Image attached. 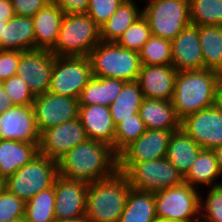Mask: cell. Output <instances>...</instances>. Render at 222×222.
Returning <instances> with one entry per match:
<instances>
[{
    "mask_svg": "<svg viewBox=\"0 0 222 222\" xmlns=\"http://www.w3.org/2000/svg\"><path fill=\"white\" fill-rule=\"evenodd\" d=\"M59 176L92 183L118 171V155L103 142L86 140L69 150L58 162Z\"/></svg>",
    "mask_w": 222,
    "mask_h": 222,
    "instance_id": "6da1fadb",
    "label": "cell"
},
{
    "mask_svg": "<svg viewBox=\"0 0 222 222\" xmlns=\"http://www.w3.org/2000/svg\"><path fill=\"white\" fill-rule=\"evenodd\" d=\"M221 74L201 69L178 71L172 104L177 118L182 121L199 110L216 105V94Z\"/></svg>",
    "mask_w": 222,
    "mask_h": 222,
    "instance_id": "7a4b0ae2",
    "label": "cell"
},
{
    "mask_svg": "<svg viewBox=\"0 0 222 222\" xmlns=\"http://www.w3.org/2000/svg\"><path fill=\"white\" fill-rule=\"evenodd\" d=\"M131 188L127 176L120 171L89 183L85 205L89 222H118Z\"/></svg>",
    "mask_w": 222,
    "mask_h": 222,
    "instance_id": "3957f363",
    "label": "cell"
},
{
    "mask_svg": "<svg viewBox=\"0 0 222 222\" xmlns=\"http://www.w3.org/2000/svg\"><path fill=\"white\" fill-rule=\"evenodd\" d=\"M93 77H109L125 82L136 81L141 61L139 52L120 46L117 42L100 43L89 53Z\"/></svg>",
    "mask_w": 222,
    "mask_h": 222,
    "instance_id": "277c9868",
    "label": "cell"
},
{
    "mask_svg": "<svg viewBox=\"0 0 222 222\" xmlns=\"http://www.w3.org/2000/svg\"><path fill=\"white\" fill-rule=\"evenodd\" d=\"M100 41V28L86 13L65 14L51 52L55 56L88 57Z\"/></svg>",
    "mask_w": 222,
    "mask_h": 222,
    "instance_id": "5b68a950",
    "label": "cell"
},
{
    "mask_svg": "<svg viewBox=\"0 0 222 222\" xmlns=\"http://www.w3.org/2000/svg\"><path fill=\"white\" fill-rule=\"evenodd\" d=\"M133 189L155 193L184 182L182 174L166 157L143 162H118Z\"/></svg>",
    "mask_w": 222,
    "mask_h": 222,
    "instance_id": "8992f818",
    "label": "cell"
},
{
    "mask_svg": "<svg viewBox=\"0 0 222 222\" xmlns=\"http://www.w3.org/2000/svg\"><path fill=\"white\" fill-rule=\"evenodd\" d=\"M142 10L154 36L172 41L191 24L189 0H150Z\"/></svg>",
    "mask_w": 222,
    "mask_h": 222,
    "instance_id": "52a82bcc",
    "label": "cell"
},
{
    "mask_svg": "<svg viewBox=\"0 0 222 222\" xmlns=\"http://www.w3.org/2000/svg\"><path fill=\"white\" fill-rule=\"evenodd\" d=\"M58 163L39 154L5 181V188L25 202L54 185Z\"/></svg>",
    "mask_w": 222,
    "mask_h": 222,
    "instance_id": "ba28073f",
    "label": "cell"
},
{
    "mask_svg": "<svg viewBox=\"0 0 222 222\" xmlns=\"http://www.w3.org/2000/svg\"><path fill=\"white\" fill-rule=\"evenodd\" d=\"M185 182L154 193L157 220L200 222L201 194Z\"/></svg>",
    "mask_w": 222,
    "mask_h": 222,
    "instance_id": "9c48e42d",
    "label": "cell"
},
{
    "mask_svg": "<svg viewBox=\"0 0 222 222\" xmlns=\"http://www.w3.org/2000/svg\"><path fill=\"white\" fill-rule=\"evenodd\" d=\"M92 77L88 57L54 56L48 92L78 99L81 91Z\"/></svg>",
    "mask_w": 222,
    "mask_h": 222,
    "instance_id": "30bf717a",
    "label": "cell"
},
{
    "mask_svg": "<svg viewBox=\"0 0 222 222\" xmlns=\"http://www.w3.org/2000/svg\"><path fill=\"white\" fill-rule=\"evenodd\" d=\"M36 127L43 131L78 118L79 102L77 98L46 92L35 96L33 102Z\"/></svg>",
    "mask_w": 222,
    "mask_h": 222,
    "instance_id": "8fae6325",
    "label": "cell"
},
{
    "mask_svg": "<svg viewBox=\"0 0 222 222\" xmlns=\"http://www.w3.org/2000/svg\"><path fill=\"white\" fill-rule=\"evenodd\" d=\"M88 140L79 118L51 127L40 134L39 154L59 162L66 153Z\"/></svg>",
    "mask_w": 222,
    "mask_h": 222,
    "instance_id": "7c38bea8",
    "label": "cell"
},
{
    "mask_svg": "<svg viewBox=\"0 0 222 222\" xmlns=\"http://www.w3.org/2000/svg\"><path fill=\"white\" fill-rule=\"evenodd\" d=\"M54 56L51 51L42 49L21 52L16 74L27 83L34 96L48 92Z\"/></svg>",
    "mask_w": 222,
    "mask_h": 222,
    "instance_id": "4fadbf2b",
    "label": "cell"
},
{
    "mask_svg": "<svg viewBox=\"0 0 222 222\" xmlns=\"http://www.w3.org/2000/svg\"><path fill=\"white\" fill-rule=\"evenodd\" d=\"M181 128L203 149L222 145V111L216 105L187 116Z\"/></svg>",
    "mask_w": 222,
    "mask_h": 222,
    "instance_id": "5bb4252c",
    "label": "cell"
},
{
    "mask_svg": "<svg viewBox=\"0 0 222 222\" xmlns=\"http://www.w3.org/2000/svg\"><path fill=\"white\" fill-rule=\"evenodd\" d=\"M0 139L39 143L33 105H13L0 114Z\"/></svg>",
    "mask_w": 222,
    "mask_h": 222,
    "instance_id": "9a60e30c",
    "label": "cell"
},
{
    "mask_svg": "<svg viewBox=\"0 0 222 222\" xmlns=\"http://www.w3.org/2000/svg\"><path fill=\"white\" fill-rule=\"evenodd\" d=\"M89 183L58 176L55 186V219H69L85 215L86 193Z\"/></svg>",
    "mask_w": 222,
    "mask_h": 222,
    "instance_id": "2e32d148",
    "label": "cell"
},
{
    "mask_svg": "<svg viewBox=\"0 0 222 222\" xmlns=\"http://www.w3.org/2000/svg\"><path fill=\"white\" fill-rule=\"evenodd\" d=\"M173 132L147 129L118 155V162H143L166 157Z\"/></svg>",
    "mask_w": 222,
    "mask_h": 222,
    "instance_id": "e0dca14e",
    "label": "cell"
},
{
    "mask_svg": "<svg viewBox=\"0 0 222 222\" xmlns=\"http://www.w3.org/2000/svg\"><path fill=\"white\" fill-rule=\"evenodd\" d=\"M177 72L172 64L141 65L137 81L144 98L172 101Z\"/></svg>",
    "mask_w": 222,
    "mask_h": 222,
    "instance_id": "ac0fdd59",
    "label": "cell"
},
{
    "mask_svg": "<svg viewBox=\"0 0 222 222\" xmlns=\"http://www.w3.org/2000/svg\"><path fill=\"white\" fill-rule=\"evenodd\" d=\"M172 62L177 71L204 69L199 26L190 24L171 41Z\"/></svg>",
    "mask_w": 222,
    "mask_h": 222,
    "instance_id": "d6986e66",
    "label": "cell"
},
{
    "mask_svg": "<svg viewBox=\"0 0 222 222\" xmlns=\"http://www.w3.org/2000/svg\"><path fill=\"white\" fill-rule=\"evenodd\" d=\"M78 118L89 140H96L110 145L114 150L116 125L109 106L79 105Z\"/></svg>",
    "mask_w": 222,
    "mask_h": 222,
    "instance_id": "ffe728a7",
    "label": "cell"
},
{
    "mask_svg": "<svg viewBox=\"0 0 222 222\" xmlns=\"http://www.w3.org/2000/svg\"><path fill=\"white\" fill-rule=\"evenodd\" d=\"M65 13L57 4H48L33 17L35 49L51 51L57 42Z\"/></svg>",
    "mask_w": 222,
    "mask_h": 222,
    "instance_id": "44dd1931",
    "label": "cell"
},
{
    "mask_svg": "<svg viewBox=\"0 0 222 222\" xmlns=\"http://www.w3.org/2000/svg\"><path fill=\"white\" fill-rule=\"evenodd\" d=\"M39 155V143L0 139V178L5 181Z\"/></svg>",
    "mask_w": 222,
    "mask_h": 222,
    "instance_id": "7402d4cb",
    "label": "cell"
},
{
    "mask_svg": "<svg viewBox=\"0 0 222 222\" xmlns=\"http://www.w3.org/2000/svg\"><path fill=\"white\" fill-rule=\"evenodd\" d=\"M139 113L149 130L178 131L181 128L171 101L144 98Z\"/></svg>",
    "mask_w": 222,
    "mask_h": 222,
    "instance_id": "603a6c76",
    "label": "cell"
},
{
    "mask_svg": "<svg viewBox=\"0 0 222 222\" xmlns=\"http://www.w3.org/2000/svg\"><path fill=\"white\" fill-rule=\"evenodd\" d=\"M35 49L34 24L32 17L14 15L4 25L0 39V50L26 51Z\"/></svg>",
    "mask_w": 222,
    "mask_h": 222,
    "instance_id": "cb8c5ba5",
    "label": "cell"
},
{
    "mask_svg": "<svg viewBox=\"0 0 222 222\" xmlns=\"http://www.w3.org/2000/svg\"><path fill=\"white\" fill-rule=\"evenodd\" d=\"M202 149L180 128L170 138L166 158L184 177Z\"/></svg>",
    "mask_w": 222,
    "mask_h": 222,
    "instance_id": "d4e9b609",
    "label": "cell"
},
{
    "mask_svg": "<svg viewBox=\"0 0 222 222\" xmlns=\"http://www.w3.org/2000/svg\"><path fill=\"white\" fill-rule=\"evenodd\" d=\"M126 82L109 77H92L81 91L79 105L110 106L122 91Z\"/></svg>",
    "mask_w": 222,
    "mask_h": 222,
    "instance_id": "484cf974",
    "label": "cell"
},
{
    "mask_svg": "<svg viewBox=\"0 0 222 222\" xmlns=\"http://www.w3.org/2000/svg\"><path fill=\"white\" fill-rule=\"evenodd\" d=\"M222 172L219 169L217 159L213 150L202 149L190 170L184 176V182L191 187L198 189V185H208L209 187L221 186L222 182L216 183L221 177Z\"/></svg>",
    "mask_w": 222,
    "mask_h": 222,
    "instance_id": "4316f807",
    "label": "cell"
},
{
    "mask_svg": "<svg viewBox=\"0 0 222 222\" xmlns=\"http://www.w3.org/2000/svg\"><path fill=\"white\" fill-rule=\"evenodd\" d=\"M142 16V10L134 0H125L100 28V40L117 42L126 29Z\"/></svg>",
    "mask_w": 222,
    "mask_h": 222,
    "instance_id": "83f0119b",
    "label": "cell"
},
{
    "mask_svg": "<svg viewBox=\"0 0 222 222\" xmlns=\"http://www.w3.org/2000/svg\"><path fill=\"white\" fill-rule=\"evenodd\" d=\"M118 222H157L154 193L131 188Z\"/></svg>",
    "mask_w": 222,
    "mask_h": 222,
    "instance_id": "f1b7e54d",
    "label": "cell"
},
{
    "mask_svg": "<svg viewBox=\"0 0 222 222\" xmlns=\"http://www.w3.org/2000/svg\"><path fill=\"white\" fill-rule=\"evenodd\" d=\"M143 99V92L138 81L126 82L120 94L109 106L115 125L124 119L133 118L134 114L139 113Z\"/></svg>",
    "mask_w": 222,
    "mask_h": 222,
    "instance_id": "f546056e",
    "label": "cell"
},
{
    "mask_svg": "<svg viewBox=\"0 0 222 222\" xmlns=\"http://www.w3.org/2000/svg\"><path fill=\"white\" fill-rule=\"evenodd\" d=\"M204 69L222 74V26H199Z\"/></svg>",
    "mask_w": 222,
    "mask_h": 222,
    "instance_id": "4dcf8cb0",
    "label": "cell"
},
{
    "mask_svg": "<svg viewBox=\"0 0 222 222\" xmlns=\"http://www.w3.org/2000/svg\"><path fill=\"white\" fill-rule=\"evenodd\" d=\"M55 186L41 191L26 202V222H54Z\"/></svg>",
    "mask_w": 222,
    "mask_h": 222,
    "instance_id": "1f68e13d",
    "label": "cell"
},
{
    "mask_svg": "<svg viewBox=\"0 0 222 222\" xmlns=\"http://www.w3.org/2000/svg\"><path fill=\"white\" fill-rule=\"evenodd\" d=\"M190 20L195 26H222V0H189Z\"/></svg>",
    "mask_w": 222,
    "mask_h": 222,
    "instance_id": "d6a6232c",
    "label": "cell"
},
{
    "mask_svg": "<svg viewBox=\"0 0 222 222\" xmlns=\"http://www.w3.org/2000/svg\"><path fill=\"white\" fill-rule=\"evenodd\" d=\"M139 56L141 65L171 64V41L152 35L142 46Z\"/></svg>",
    "mask_w": 222,
    "mask_h": 222,
    "instance_id": "836d02e7",
    "label": "cell"
},
{
    "mask_svg": "<svg viewBox=\"0 0 222 222\" xmlns=\"http://www.w3.org/2000/svg\"><path fill=\"white\" fill-rule=\"evenodd\" d=\"M147 130L140 113L133 118L122 120L116 125L114 152L119 155L128 145L137 140Z\"/></svg>",
    "mask_w": 222,
    "mask_h": 222,
    "instance_id": "e575fe53",
    "label": "cell"
},
{
    "mask_svg": "<svg viewBox=\"0 0 222 222\" xmlns=\"http://www.w3.org/2000/svg\"><path fill=\"white\" fill-rule=\"evenodd\" d=\"M151 36L149 23L142 15L126 29L123 35L117 40V43L124 48L139 52Z\"/></svg>",
    "mask_w": 222,
    "mask_h": 222,
    "instance_id": "d590c367",
    "label": "cell"
},
{
    "mask_svg": "<svg viewBox=\"0 0 222 222\" xmlns=\"http://www.w3.org/2000/svg\"><path fill=\"white\" fill-rule=\"evenodd\" d=\"M200 210V222H222V185L211 187L206 200L201 196Z\"/></svg>",
    "mask_w": 222,
    "mask_h": 222,
    "instance_id": "8d00e7d4",
    "label": "cell"
},
{
    "mask_svg": "<svg viewBox=\"0 0 222 222\" xmlns=\"http://www.w3.org/2000/svg\"><path fill=\"white\" fill-rule=\"evenodd\" d=\"M2 86L4 87L5 92L8 94V97L12 100L14 105H33L35 96L30 91L27 83L17 74L2 81Z\"/></svg>",
    "mask_w": 222,
    "mask_h": 222,
    "instance_id": "74e56055",
    "label": "cell"
},
{
    "mask_svg": "<svg viewBox=\"0 0 222 222\" xmlns=\"http://www.w3.org/2000/svg\"><path fill=\"white\" fill-rule=\"evenodd\" d=\"M26 202L5 188L0 194V222L24 218Z\"/></svg>",
    "mask_w": 222,
    "mask_h": 222,
    "instance_id": "f35d334b",
    "label": "cell"
},
{
    "mask_svg": "<svg viewBox=\"0 0 222 222\" xmlns=\"http://www.w3.org/2000/svg\"><path fill=\"white\" fill-rule=\"evenodd\" d=\"M125 0H89L86 14L101 28Z\"/></svg>",
    "mask_w": 222,
    "mask_h": 222,
    "instance_id": "ab89813d",
    "label": "cell"
},
{
    "mask_svg": "<svg viewBox=\"0 0 222 222\" xmlns=\"http://www.w3.org/2000/svg\"><path fill=\"white\" fill-rule=\"evenodd\" d=\"M21 51L0 50V81H4L17 73Z\"/></svg>",
    "mask_w": 222,
    "mask_h": 222,
    "instance_id": "60d3db41",
    "label": "cell"
},
{
    "mask_svg": "<svg viewBox=\"0 0 222 222\" xmlns=\"http://www.w3.org/2000/svg\"><path fill=\"white\" fill-rule=\"evenodd\" d=\"M14 14L33 17L40 9L49 4L48 0H11Z\"/></svg>",
    "mask_w": 222,
    "mask_h": 222,
    "instance_id": "b9f144b4",
    "label": "cell"
},
{
    "mask_svg": "<svg viewBox=\"0 0 222 222\" xmlns=\"http://www.w3.org/2000/svg\"><path fill=\"white\" fill-rule=\"evenodd\" d=\"M50 4H57L65 14L86 13L89 0H48Z\"/></svg>",
    "mask_w": 222,
    "mask_h": 222,
    "instance_id": "7bdbcfd3",
    "label": "cell"
},
{
    "mask_svg": "<svg viewBox=\"0 0 222 222\" xmlns=\"http://www.w3.org/2000/svg\"><path fill=\"white\" fill-rule=\"evenodd\" d=\"M11 0H0V20L7 22L14 16Z\"/></svg>",
    "mask_w": 222,
    "mask_h": 222,
    "instance_id": "ee69618b",
    "label": "cell"
},
{
    "mask_svg": "<svg viewBox=\"0 0 222 222\" xmlns=\"http://www.w3.org/2000/svg\"><path fill=\"white\" fill-rule=\"evenodd\" d=\"M13 105L12 100L8 97V94L5 92L2 82L0 81V114L11 108Z\"/></svg>",
    "mask_w": 222,
    "mask_h": 222,
    "instance_id": "f6af8a7d",
    "label": "cell"
},
{
    "mask_svg": "<svg viewBox=\"0 0 222 222\" xmlns=\"http://www.w3.org/2000/svg\"><path fill=\"white\" fill-rule=\"evenodd\" d=\"M216 106L222 111V76L217 86Z\"/></svg>",
    "mask_w": 222,
    "mask_h": 222,
    "instance_id": "bcb514c9",
    "label": "cell"
},
{
    "mask_svg": "<svg viewBox=\"0 0 222 222\" xmlns=\"http://www.w3.org/2000/svg\"><path fill=\"white\" fill-rule=\"evenodd\" d=\"M54 222H89L86 215H81L76 218H69V219H55Z\"/></svg>",
    "mask_w": 222,
    "mask_h": 222,
    "instance_id": "7dc6e473",
    "label": "cell"
},
{
    "mask_svg": "<svg viewBox=\"0 0 222 222\" xmlns=\"http://www.w3.org/2000/svg\"><path fill=\"white\" fill-rule=\"evenodd\" d=\"M213 152H214L215 157L217 159L219 169L222 172V145L214 148Z\"/></svg>",
    "mask_w": 222,
    "mask_h": 222,
    "instance_id": "c3c4849f",
    "label": "cell"
},
{
    "mask_svg": "<svg viewBox=\"0 0 222 222\" xmlns=\"http://www.w3.org/2000/svg\"><path fill=\"white\" fill-rule=\"evenodd\" d=\"M7 22H2V20H0V39L3 36V31H4V25H6Z\"/></svg>",
    "mask_w": 222,
    "mask_h": 222,
    "instance_id": "681fc988",
    "label": "cell"
},
{
    "mask_svg": "<svg viewBox=\"0 0 222 222\" xmlns=\"http://www.w3.org/2000/svg\"><path fill=\"white\" fill-rule=\"evenodd\" d=\"M5 222H26V221L25 218H16V219L7 220Z\"/></svg>",
    "mask_w": 222,
    "mask_h": 222,
    "instance_id": "f907efd6",
    "label": "cell"
},
{
    "mask_svg": "<svg viewBox=\"0 0 222 222\" xmlns=\"http://www.w3.org/2000/svg\"><path fill=\"white\" fill-rule=\"evenodd\" d=\"M5 189V180L0 178V194Z\"/></svg>",
    "mask_w": 222,
    "mask_h": 222,
    "instance_id": "816d5d0a",
    "label": "cell"
},
{
    "mask_svg": "<svg viewBox=\"0 0 222 222\" xmlns=\"http://www.w3.org/2000/svg\"><path fill=\"white\" fill-rule=\"evenodd\" d=\"M157 222H179V221H173V220H169V219H161V220H157Z\"/></svg>",
    "mask_w": 222,
    "mask_h": 222,
    "instance_id": "f5cc1de1",
    "label": "cell"
}]
</instances>
